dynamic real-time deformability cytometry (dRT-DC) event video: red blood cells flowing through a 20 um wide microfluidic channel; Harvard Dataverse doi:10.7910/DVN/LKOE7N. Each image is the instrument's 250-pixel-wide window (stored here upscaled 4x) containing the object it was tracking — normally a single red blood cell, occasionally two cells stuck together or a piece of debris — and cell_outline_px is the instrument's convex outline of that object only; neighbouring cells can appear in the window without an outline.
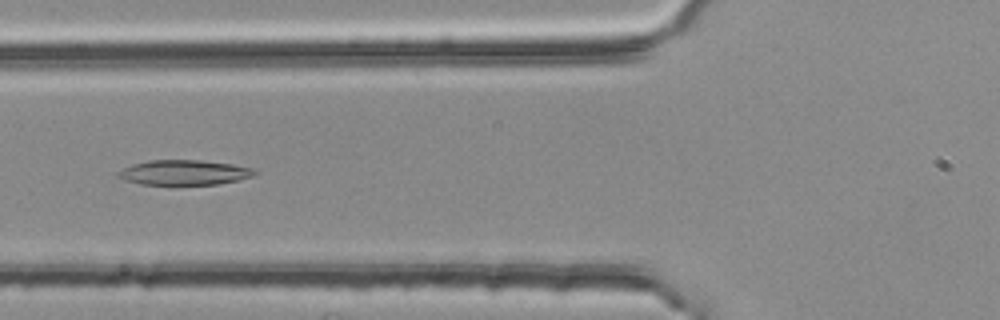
{"species": "common noctule bat (a hibernating species)", "species_latin": "Nyctalus noctula", "temperature_condition": "room temperature", "stored_images_in_passage": 38, "camera_frame_rate_fps": 3000, "um_per_image_px": 0.085, "animal": {"sex": "female", "body_mass_g": 25.1}, "frame": {"image": 1, "passage_image": 5, "time_ms": 1.333, "image_size_px": [1000, 320], "cell_outline_px": [[256, 172], [252, 176], [236, 180], [216, 184], [172, 188], [140, 184], [124, 180], [116, 176], [116, 172], [132, 164], [148, 160], [200, 160], [232, 164], [252, 168]], "centroid_in_image_um": [15.55, 14.71], "position_along_channel_um": 110.3, "area_um2": 20.75}}
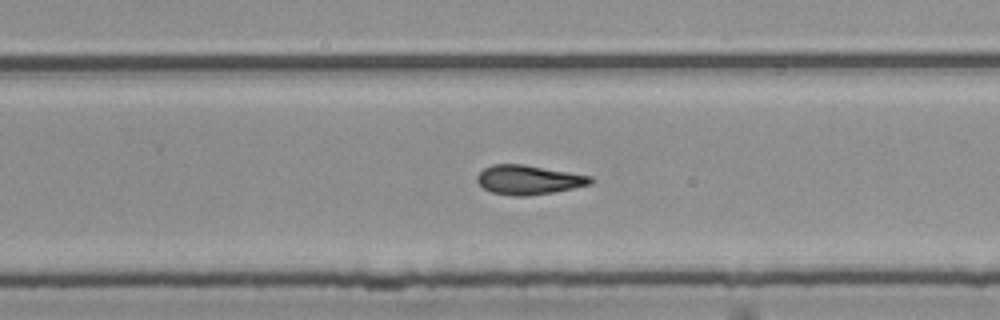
{"frame": {"image": 2, "passage_image": 19, "time_ms": 6.0, "image_size_px": [1000, 320], "cell_outline_px": [[592, 184], [552, 192], [528, 196], [512, 196], [492, 192], [484, 188], [476, 180], [476, 176], [484, 168], [492, 164], [524, 164], [592, 176]], "centroid_in_image_um": [44.91, 15.28], "position_along_channel_um": 284.9, "area_um2": 19.31}}
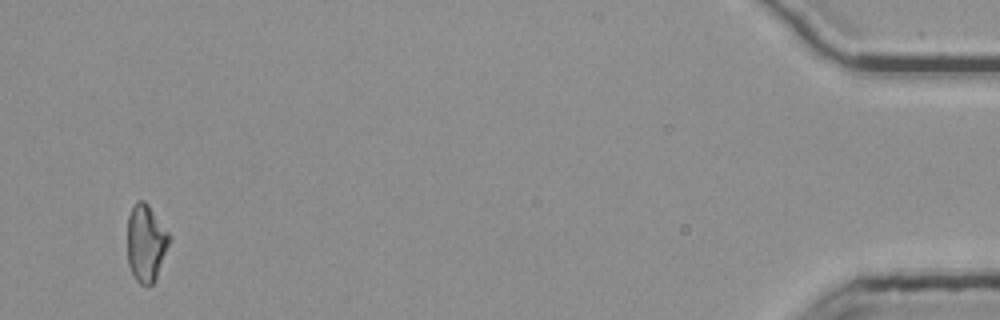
{"frame": {"image": 3, "passage_image": 37, "time_ms": 12.0, "image_size_px": [1000, 320], "cell_outline_px": [[172, 240], [156, 276], [152, 284], [140, 284], [136, 280], [128, 264], [128, 216], [136, 200], [144, 200], [148, 204], [168, 232]], "centroid_in_image_um": [12.41, 20.63], "position_along_channel_um": 422.8, "area_um2": 18.67}, "authors_computed_cell_mechanics": {"area_um2": 19.3341, "velocity_mm_per_s": 3.7424, "shape_relaxation_time_tau1_ms": null, "shape_relaxation_time_tau2_ms": 10.957, "deformation_change_tau1": null, "deformation_change_tau2": 0.2517}}